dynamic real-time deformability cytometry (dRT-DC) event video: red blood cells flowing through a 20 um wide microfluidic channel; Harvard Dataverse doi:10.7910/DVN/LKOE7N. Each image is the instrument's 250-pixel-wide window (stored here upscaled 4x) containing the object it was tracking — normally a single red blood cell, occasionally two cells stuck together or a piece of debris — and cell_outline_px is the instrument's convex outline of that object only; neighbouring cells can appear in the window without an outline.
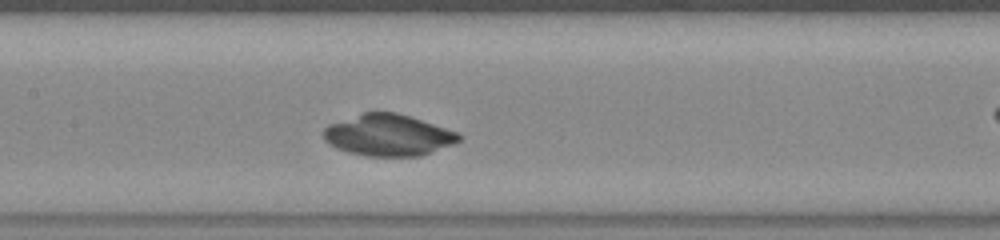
{"species": "common noctule bat (a hibernating species)", "species_latin": "Nyctalus noctula", "temperature_condition": "warm", "stored_images_in_passage": 38, "segment_of_instrument_passage": [2, 2], "camera_frame_rate_fps": 3000, "um_per_image_px": 0.085, "animal": {"sex": "female", "body_mass_g": 23.0, "forearm_length_mm": 53.4}, "frame": {"image": 1, "passage_image": 21, "time_ms": 6.667, "image_size_px": [1000, 240], "cell_outline_px": [[464, 136], [460, 140], [452, 144], [432, 152], [420, 156], [368, 156], [348, 152], [336, 148], [328, 144], [324, 140], [324, 128], [328, 124], [364, 112], [396, 112], [456, 132]], "centroid_in_image_um": [32.96, 11.49], "position_along_channel_um": 174.4, "area_um2": 32.48}}
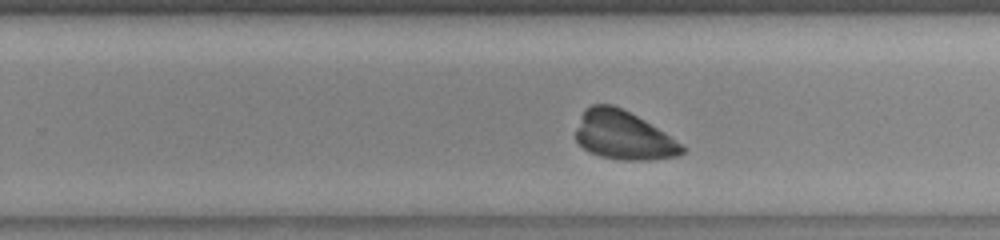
{"frame": {"image": 2, "passage_image": 29, "time_ms": 9.333, "image_size_px": [1000, 240], "cell_outline_px": [[688, 148], [680, 156], [648, 160], [624, 160], [600, 156], [588, 152], [576, 140], [576, 128], [580, 116], [584, 108], [592, 104], [612, 104], [644, 120], [664, 132]], "centroid_in_image_um": [52.98, 11.51], "position_along_channel_um": 276.8, "area_um2": 30.17}}
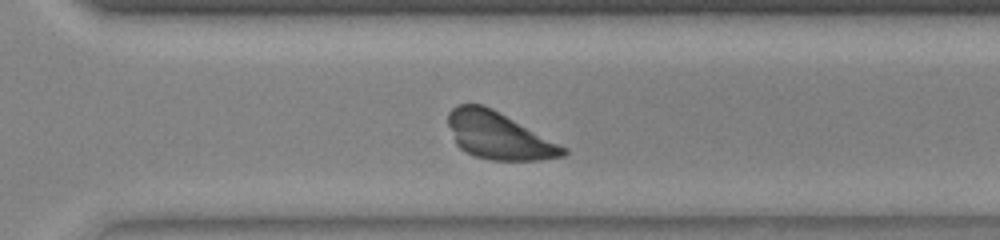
{"frame": {"image": 3, "passage_image": 33, "time_ms": 10.667, "image_size_px": [1000, 240], "cell_outline_px": [[568, 152], [564, 156], [540, 160], [492, 160], [476, 156], [460, 148], [456, 144], [448, 124], [448, 112], [452, 108], [460, 104], [484, 104], [492, 108], [568, 148]], "centroid_in_image_um": [42.4, 11.53], "position_along_channel_um": 328.2, "area_um2": 31.39}}